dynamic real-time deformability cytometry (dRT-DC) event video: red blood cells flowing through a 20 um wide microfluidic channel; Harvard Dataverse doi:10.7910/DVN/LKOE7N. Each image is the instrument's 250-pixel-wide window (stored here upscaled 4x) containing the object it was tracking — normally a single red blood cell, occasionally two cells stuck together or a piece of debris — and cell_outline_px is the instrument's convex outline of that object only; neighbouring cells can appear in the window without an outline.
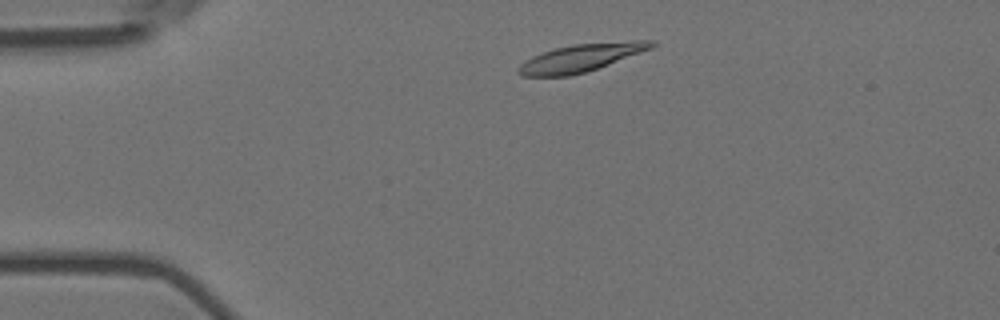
{"species": "Egyptian fruit bat (a non-hibernating species)", "species_latin": "Rousettus aegyptiacus", "temperature_condition": "room temperature", "stored_images_in_passage": 3, "camera_frame_rate_fps": 3000, "um_per_image_px": 0.085, "animal": {"sex": "female"}, "frame": {"image": 1, "passage_image": 2, "time_ms": 0.333, "image_size_px": [1000, 320], "cell_outline_px": [[656, 44], [652, 48], [608, 64], [584, 72], [568, 76], [524, 76], [516, 72], [516, 68], [520, 64], [532, 56], [556, 48], [572, 44], [632, 40], [656, 40]], "centroid_in_image_um": [49.38, 4.9], "position_along_channel_um": 35.6, "area_um2": 21.33}}